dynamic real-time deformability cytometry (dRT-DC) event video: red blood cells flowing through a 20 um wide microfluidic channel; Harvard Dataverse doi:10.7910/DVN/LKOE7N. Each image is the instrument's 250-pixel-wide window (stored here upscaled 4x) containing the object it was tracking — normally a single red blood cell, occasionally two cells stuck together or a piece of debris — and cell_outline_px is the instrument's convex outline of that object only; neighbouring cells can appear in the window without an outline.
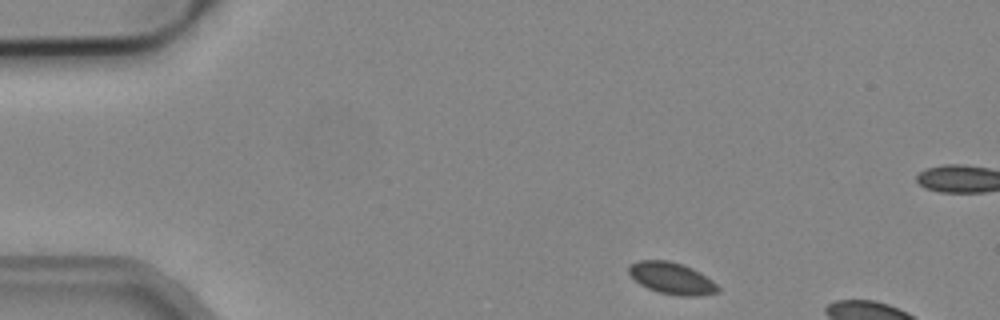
{"species": "common noctule bat (a hibernating species)", "species_latin": "Nyctalus noctula", "temperature_condition": "cold", "stored_images_in_passage": 3, "camera_frame_rate_fps": 3000, "um_per_image_px": 0.085, "animal": {"sex": "male", "body_mass_g": 19.2, "forearm_length_mm": 51.8}, "frame": {"image": 1, "passage_image": 1, "time_ms": 0.0, "image_size_px": [1000, 320], "cell_outline_px": [[720, 292], [700, 296], [676, 296], [660, 292], [648, 288], [640, 284], [628, 272], [628, 268], [636, 260], [668, 260], [692, 268], [700, 272], [712, 280], [720, 288]], "centroid_in_image_um": [57.13, 23.66], "position_along_channel_um": 27.9, "area_um2": 16.47}}